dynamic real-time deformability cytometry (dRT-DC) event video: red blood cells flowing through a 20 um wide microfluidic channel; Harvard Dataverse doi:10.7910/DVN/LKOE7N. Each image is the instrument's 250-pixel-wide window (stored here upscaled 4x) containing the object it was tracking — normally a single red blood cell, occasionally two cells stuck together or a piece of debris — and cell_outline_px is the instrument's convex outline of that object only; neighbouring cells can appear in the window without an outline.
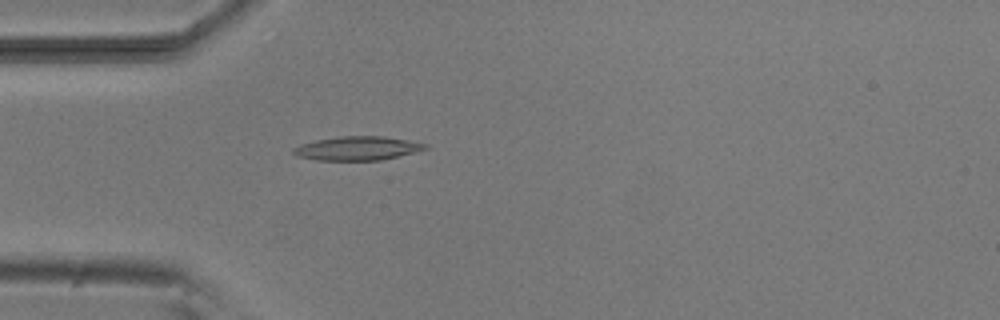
{"species": "common noctule bat (a hibernating species)", "species_latin": "Nyctalus noctula", "temperature_condition": "room temperature", "stored_images_in_passage": 53, "camera_frame_rate_fps": 3000, "um_per_image_px": 0.085, "animal": {"sex": "male", "body_mass_g": 20.5, "forearm_length_mm": 52.5}, "frame": {"image": 1, "passage_image": 15, "time_ms": 4.667, "image_size_px": [1000, 320], "cell_outline_px": [[428, 148], [380, 160], [316, 160], [296, 156], [292, 152], [292, 148], [300, 144], [316, 140], [340, 136], [384, 136], [408, 140], [428, 144]], "centroid_in_image_um": [30.32, 12.6], "position_along_channel_um": 54.7, "area_um2": 18.21}}
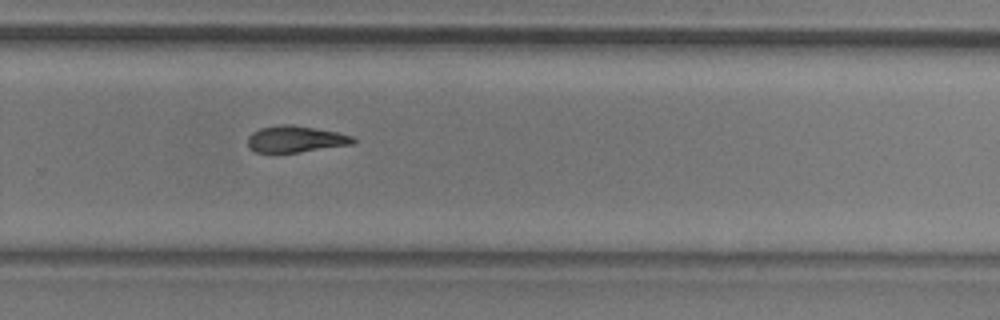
{"frame": {"image": 2, "passage_image": 35, "time_ms": 11.333, "image_size_px": [1000, 320], "cell_outline_px": [[356, 144], [300, 152], [256, 152], [248, 144], [248, 136], [252, 132], [260, 128], [280, 124], [292, 124], [336, 132], [352, 136], [356, 140]], "centroid_in_image_um": [25.15, 11.82], "position_along_channel_um": 304.6, "area_um2": 16.24}}
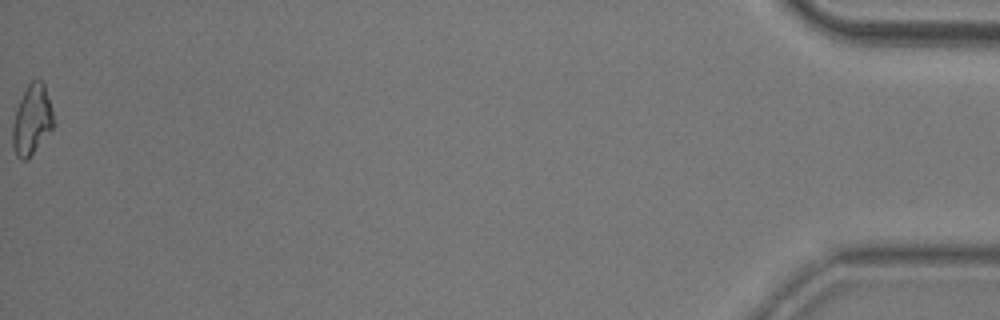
{"frame": {"image": 3, "passage_image": 53, "time_ms": 17.333, "image_size_px": [1000, 320], "cell_outline_px": [[56, 124], [28, 160], [20, 160], [16, 156], [12, 148], [12, 124], [16, 108], [28, 84], [32, 80], [40, 76], [44, 80]], "centroid_in_image_um": [2.72, 10.18], "position_along_channel_um": 432.5, "area_um2": 17.28}}